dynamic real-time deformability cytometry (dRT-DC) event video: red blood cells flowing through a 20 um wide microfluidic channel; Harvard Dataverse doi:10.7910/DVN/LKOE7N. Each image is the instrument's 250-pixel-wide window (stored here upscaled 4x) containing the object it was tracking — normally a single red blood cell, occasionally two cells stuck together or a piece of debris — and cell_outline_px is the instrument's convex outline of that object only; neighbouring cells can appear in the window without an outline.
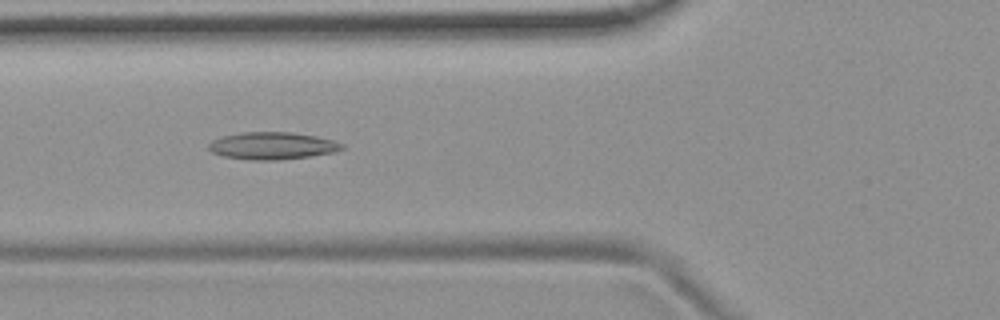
{"species": "common noctule bat (a hibernating species)", "species_latin": "Nyctalus noctula", "temperature_condition": "room temperature", "stored_images_in_passage": 52, "camera_frame_rate_fps": 3000, "um_per_image_px": 0.085, "animal": {"sex": "female", "body_mass_g": 19.9}, "frame": {"image": 1, "passage_image": 18, "time_ms": 5.667, "image_size_px": [1000, 320], "cell_outline_px": [[344, 148], [332, 152], [308, 156], [280, 160], [248, 160], [224, 156], [212, 152], [208, 148], [208, 144], [212, 140], [224, 136], [240, 132], [292, 132], [316, 136], [332, 140], [344, 144]], "centroid_in_image_um": [23.12, 12.39], "position_along_channel_um": 102.7, "area_um2": 21.1}}
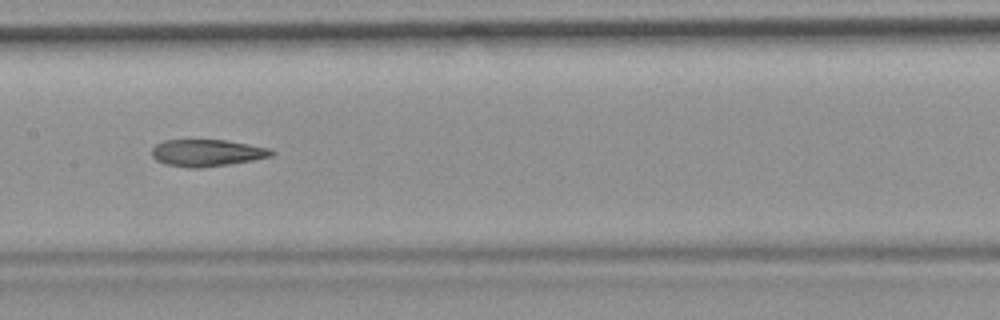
{"frame": {"image": 2, "passage_image": 25, "time_ms": 8.0, "image_size_px": [1000, 320], "cell_outline_px": [[276, 152], [272, 156], [252, 160], [228, 164], [200, 168], [188, 168], [164, 164], [156, 160], [152, 156], [152, 148], [156, 144], [164, 140], [224, 140], [248, 144], [268, 148]], "centroid_in_image_um": [17.56, 13.0], "position_along_channel_um": 189.8, "area_um2": 18.73}}
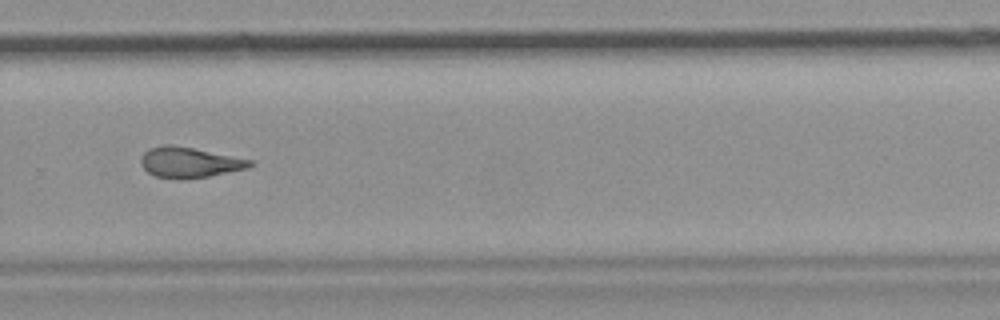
{"frame": {"image": 3, "passage_image": 35, "time_ms": 11.333, "image_size_px": [1000, 320], "cell_outline_px": [[256, 164], [248, 168], [208, 176], [156, 176], [148, 172], [140, 164], [140, 160], [144, 152], [148, 148], [164, 144], [172, 144], [252, 160]], "centroid_in_image_um": [16.1, 13.75], "position_along_channel_um": 313.7, "area_um2": 18.61}, "authors_computed_cell_mechanics": {"area_um2": 19.9988, "velocity_mm_per_s": 3.7341, "shape_relaxation_time_tau1_ms": null, "shape_relaxation_time_tau2_ms": 4.8875, "deformation_change_tau1": null, "deformation_change_tau2": 0.1608}}